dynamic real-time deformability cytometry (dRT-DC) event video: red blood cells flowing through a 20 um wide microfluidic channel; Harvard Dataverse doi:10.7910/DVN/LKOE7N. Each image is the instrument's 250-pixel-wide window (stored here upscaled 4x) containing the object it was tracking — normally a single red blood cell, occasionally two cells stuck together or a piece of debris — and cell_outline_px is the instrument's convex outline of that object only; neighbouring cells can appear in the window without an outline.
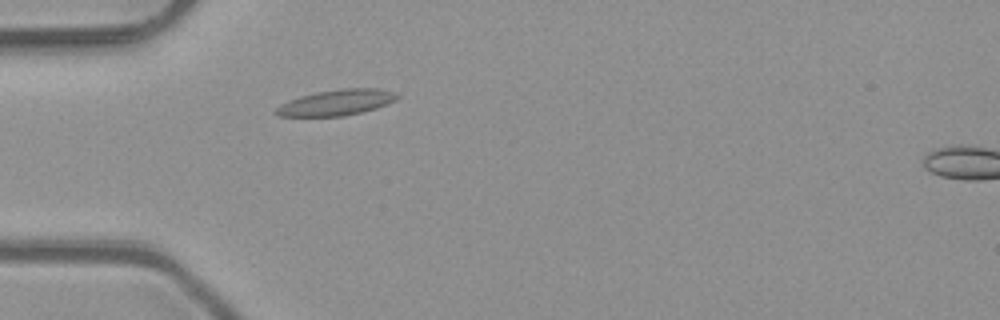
{"species": "common noctule bat (a hibernating species)", "species_latin": "Nyctalus noctula", "temperature_condition": "room temperature", "stored_images_in_passage": 38, "camera_frame_rate_fps": 3000, "um_per_image_px": 0.085, "animal": {"sex": "male", "body_mass_g": 23.1, "forearm_length_mm": 52.7}, "frame": {"image": 1, "passage_image": 3, "time_ms": 0.667, "image_size_px": [1000, 320], "cell_outline_px": [[400, 96], [396, 100], [376, 108], [344, 116], [280, 116], [272, 112], [280, 104], [288, 100], [300, 96], [316, 92], [340, 88], [380, 88], [396, 92]], "centroid_in_image_um": [28.6, 8.7], "position_along_channel_um": 56.4, "area_um2": 18.32}}
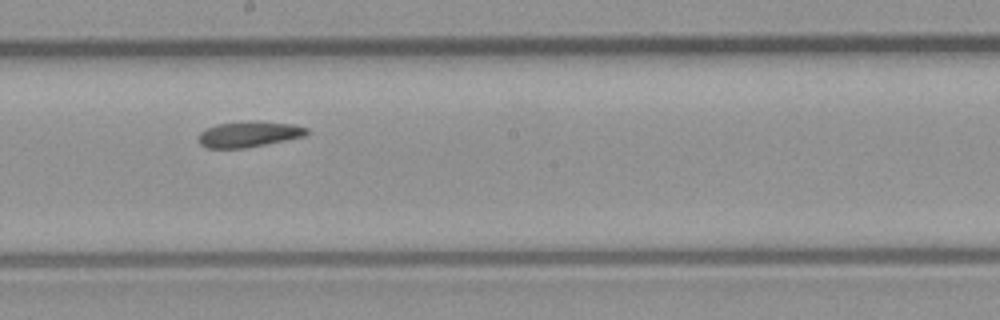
{"frame": {"image": 2, "passage_image": 16, "time_ms": 5.0, "image_size_px": [1000, 320], "cell_outline_px": [[308, 132], [304, 136], [244, 148], [208, 148], [200, 144], [196, 140], [200, 132], [204, 128], [216, 124], [244, 120], [252, 120], [292, 124], [308, 128]], "centroid_in_image_um": [21.07, 11.38], "position_along_channel_um": 227.1, "area_um2": 16.42}}
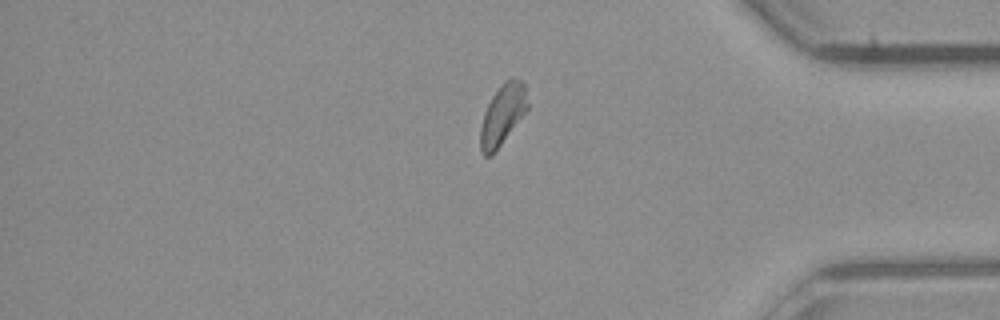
{"frame": {"image": 3, "passage_image": 30, "time_ms": 9.667, "image_size_px": [1000, 320], "cell_outline_px": [[528, 108], [500, 144], [488, 156], [484, 156], [480, 152], [480, 128], [484, 112], [492, 96], [512, 76], [520, 80], [524, 84], [528, 104]], "centroid_in_image_um": [42.7, 9.74], "position_along_channel_um": 392.5, "area_um2": 15.95}, "authors_computed_cell_mechanics": {"area_um2": 16.4441, "velocity_mm_per_s": 4.069, "shape_relaxation_time_tau1_ms": null, "shape_relaxation_time_tau2_ms": 5.2681, "deformation_change_tau1": null, "deformation_change_tau2": 0.1295}}